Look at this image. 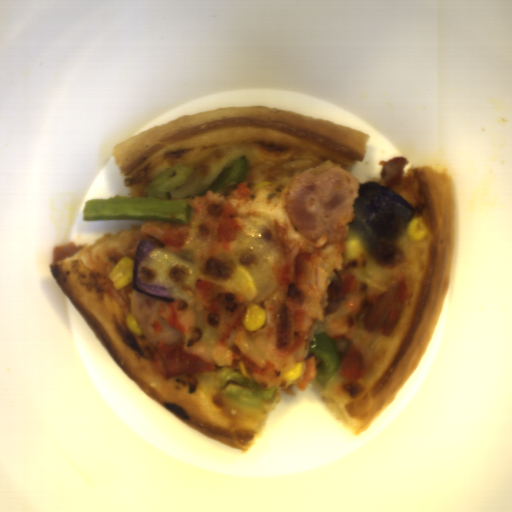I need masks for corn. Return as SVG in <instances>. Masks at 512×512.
I'll list each match as a JSON object with an SVG mask.
<instances>
[{
  "instance_id": "1",
  "label": "corn",
  "mask_w": 512,
  "mask_h": 512,
  "mask_svg": "<svg viewBox=\"0 0 512 512\" xmlns=\"http://www.w3.org/2000/svg\"><path fill=\"white\" fill-rule=\"evenodd\" d=\"M224 285L233 292H239L244 300L250 301L259 295L256 282L245 266L237 265L232 277Z\"/></svg>"
},
{
  "instance_id": "2",
  "label": "corn",
  "mask_w": 512,
  "mask_h": 512,
  "mask_svg": "<svg viewBox=\"0 0 512 512\" xmlns=\"http://www.w3.org/2000/svg\"><path fill=\"white\" fill-rule=\"evenodd\" d=\"M134 261L122 257L108 275L115 290H120L133 282Z\"/></svg>"
},
{
  "instance_id": "3",
  "label": "corn",
  "mask_w": 512,
  "mask_h": 512,
  "mask_svg": "<svg viewBox=\"0 0 512 512\" xmlns=\"http://www.w3.org/2000/svg\"><path fill=\"white\" fill-rule=\"evenodd\" d=\"M368 245L363 230H352L349 228L345 239V258L350 262L364 255Z\"/></svg>"
},
{
  "instance_id": "4",
  "label": "corn",
  "mask_w": 512,
  "mask_h": 512,
  "mask_svg": "<svg viewBox=\"0 0 512 512\" xmlns=\"http://www.w3.org/2000/svg\"><path fill=\"white\" fill-rule=\"evenodd\" d=\"M266 320L267 315L264 308L255 303L247 305L242 320L246 331H258L264 326Z\"/></svg>"
},
{
  "instance_id": "5",
  "label": "corn",
  "mask_w": 512,
  "mask_h": 512,
  "mask_svg": "<svg viewBox=\"0 0 512 512\" xmlns=\"http://www.w3.org/2000/svg\"><path fill=\"white\" fill-rule=\"evenodd\" d=\"M406 233L409 239L420 242L430 236L427 222L422 216H415L410 220Z\"/></svg>"
},
{
  "instance_id": "6",
  "label": "corn",
  "mask_w": 512,
  "mask_h": 512,
  "mask_svg": "<svg viewBox=\"0 0 512 512\" xmlns=\"http://www.w3.org/2000/svg\"><path fill=\"white\" fill-rule=\"evenodd\" d=\"M305 372V364L304 361L297 362L294 367L287 373L283 374V379L288 387L294 381H296L303 373Z\"/></svg>"
},
{
  "instance_id": "7",
  "label": "corn",
  "mask_w": 512,
  "mask_h": 512,
  "mask_svg": "<svg viewBox=\"0 0 512 512\" xmlns=\"http://www.w3.org/2000/svg\"><path fill=\"white\" fill-rule=\"evenodd\" d=\"M125 324L132 334L142 335L141 327L133 313L130 311L125 315Z\"/></svg>"
}]
</instances>
